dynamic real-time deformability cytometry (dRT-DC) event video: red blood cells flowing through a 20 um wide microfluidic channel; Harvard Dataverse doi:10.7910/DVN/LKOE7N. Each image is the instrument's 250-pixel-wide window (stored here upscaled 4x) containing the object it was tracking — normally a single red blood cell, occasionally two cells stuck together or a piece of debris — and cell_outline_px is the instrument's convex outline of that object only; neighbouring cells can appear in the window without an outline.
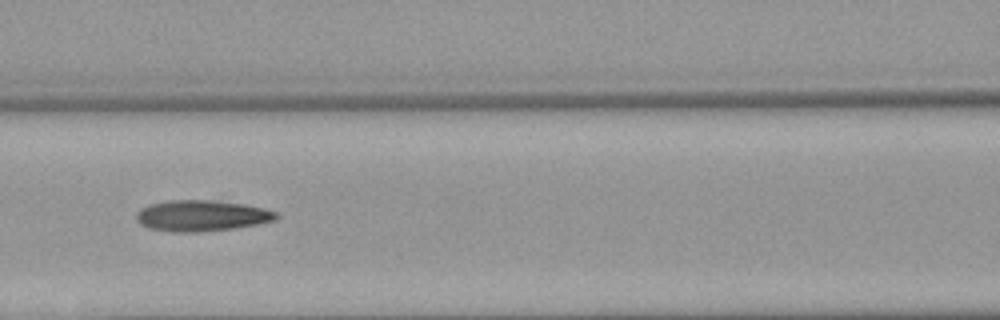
{"species": "Egyptian fruit bat (a non-hibernating species)", "species_latin": "Rousettus aegyptiacus", "temperature_condition": "warm", "stored_images_in_passage": 8, "camera_frame_rate_fps": 3000, "um_per_image_px": 0.085, "animal": {"sex": "female"}, "frame": {"image": 1, "passage_image": 6, "time_ms": 6.0, "image_size_px": [1000, 320], "cell_outline_px": [[280, 216], [276, 220], [256, 224], [232, 228], [196, 232], [180, 232], [148, 228], [140, 224], [136, 220], [136, 212], [140, 208], [148, 204], [172, 200], [212, 200], [244, 204], [264, 208], [276, 212]], "centroid_in_image_um": [17.12, 18.32], "position_along_channel_um": 149.5, "area_um2": 25.2}}
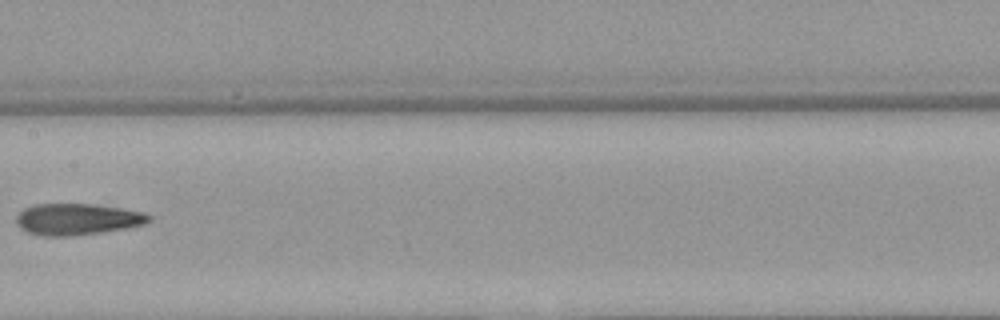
{"frame": {"image": 2, "passage_image": 7, "time_ms": 7.333, "image_size_px": [1000, 320], "cell_outline_px": [[152, 220], [144, 224], [128, 228], [100, 232], [68, 236], [44, 236], [28, 232], [20, 228], [16, 224], [16, 216], [24, 208], [32, 204], [96, 204], [144, 212], [152, 216]], "centroid_in_image_um": [6.57, 18.63], "position_along_channel_um": 200.8, "area_um2": 24.39}}
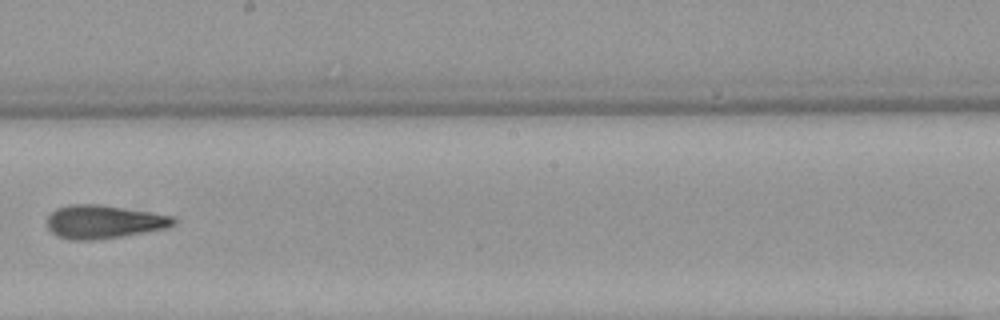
{"frame": {"image": 3, "passage_image": 8, "time_ms": 8.333, "image_size_px": [1000, 320], "cell_outline_px": [[176, 224], [168, 228], [120, 236], [92, 240], [72, 240], [56, 236], [48, 228], [48, 216], [56, 208], [72, 204], [96, 204], [152, 212], [172, 216], [176, 220]], "centroid_in_image_um": [8.82, 18.85], "position_along_channel_um": 239.4, "area_um2": 24.45}}